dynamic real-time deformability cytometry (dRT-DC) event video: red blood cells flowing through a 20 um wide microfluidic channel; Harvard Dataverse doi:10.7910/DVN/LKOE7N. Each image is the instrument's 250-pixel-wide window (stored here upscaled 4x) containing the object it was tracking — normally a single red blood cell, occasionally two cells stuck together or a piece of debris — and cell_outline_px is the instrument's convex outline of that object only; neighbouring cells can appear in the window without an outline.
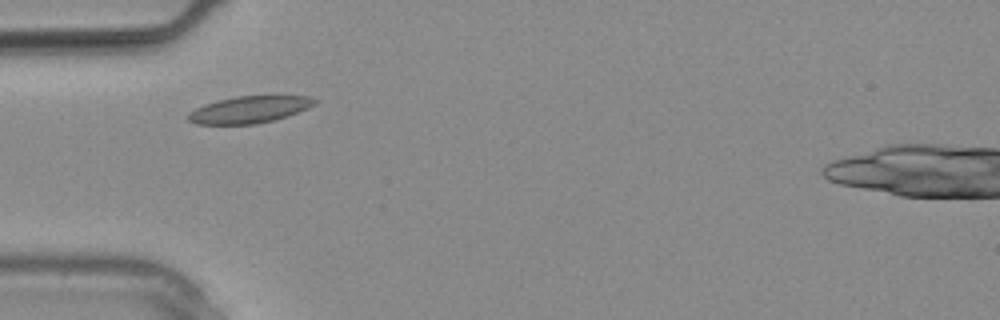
{"species": "common noctule bat (a hibernating species)", "species_latin": "Nyctalus noctula", "temperature_condition": "warm", "stored_images_in_passage": 24, "camera_frame_rate_fps": 3000, "um_per_image_px": 0.085, "animal": {"sex": "male", "body_mass_g": 20.4}, "frame": {"image": 1, "passage_image": 4, "time_ms": 1.0, "image_size_px": [1000, 320], "cell_outline_px": [[316, 104], [308, 108], [288, 116], [276, 120], [256, 124], [196, 124], [188, 120], [188, 112], [204, 104], [236, 96], [308, 96], [316, 100]], "centroid_in_image_um": [21.2, 9.32], "position_along_channel_um": 63.8, "area_um2": 19.77}}